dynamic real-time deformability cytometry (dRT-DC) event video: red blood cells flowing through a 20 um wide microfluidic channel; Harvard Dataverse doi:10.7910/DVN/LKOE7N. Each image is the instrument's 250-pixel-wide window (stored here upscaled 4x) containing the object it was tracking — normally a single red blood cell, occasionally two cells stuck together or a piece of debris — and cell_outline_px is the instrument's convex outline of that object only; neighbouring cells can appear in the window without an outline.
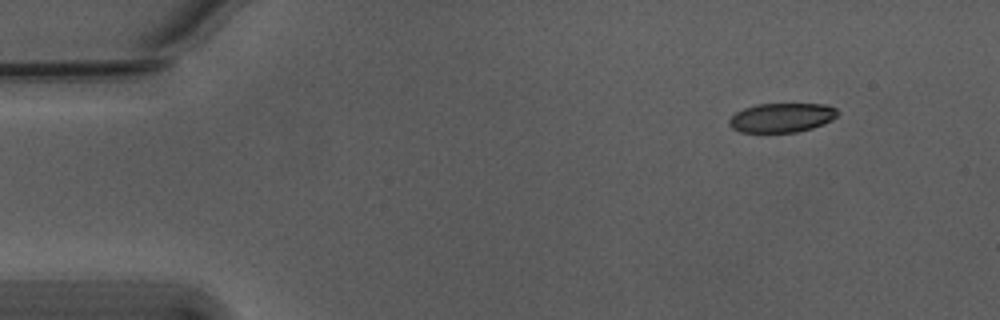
{"species": "Egyptian fruit bat (a non-hibernating species)", "species_latin": "Rousettus aegyptiacus", "temperature_condition": "warm", "stored_images_in_passage": 50, "camera_frame_rate_fps": 3000, "um_per_image_px": 0.085, "animal": {"sex": "male"}, "frame": {"image": 1, "passage_image": 1, "time_ms": 0.0, "image_size_px": [1000, 320], "cell_outline_px": [[840, 112], [832, 120], [812, 128], [796, 132], [740, 132], [732, 128], [728, 124], [728, 120], [736, 112], [744, 108], [756, 104], [824, 104], [836, 108]], "centroid_in_image_um": [66.44, 10.0], "position_along_channel_um": 18.6, "area_um2": 18.5}}
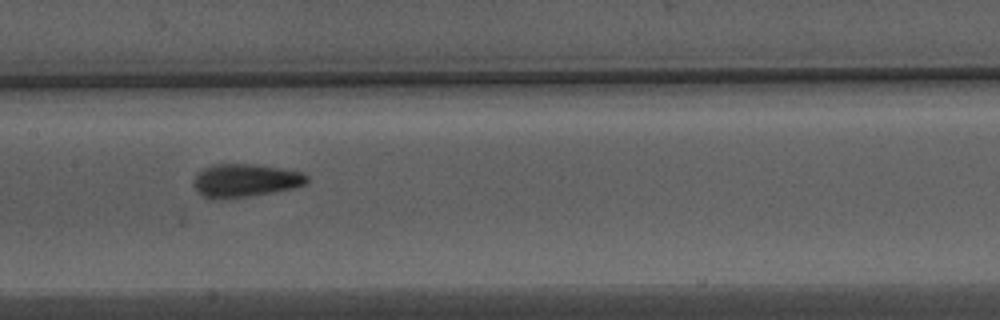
{"frame": {"image": 2, "passage_image": 22, "time_ms": 7.0, "image_size_px": [1000, 320], "cell_outline_px": [[308, 180], [304, 184], [292, 188], [272, 192], [224, 200], [212, 200], [204, 196], [196, 188], [192, 180], [204, 168], [216, 164], [256, 164], [300, 172], [308, 176]], "centroid_in_image_um": [20.81, 15.35], "position_along_channel_um": 186.6, "area_um2": 21.68}}
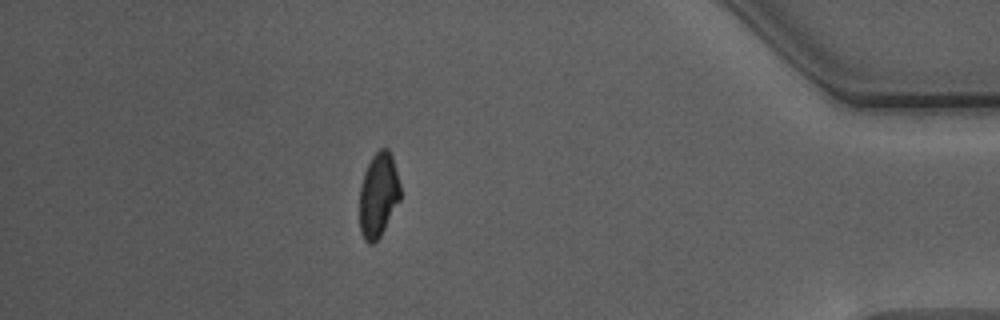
{"frame": {"image": 3, "passage_image": 43, "time_ms": 14.0, "image_size_px": [1000, 320], "cell_outline_px": [[400, 200], [380, 236], [372, 244], [368, 244], [364, 240], [360, 232], [360, 184], [364, 172], [372, 156], [380, 148], [388, 148], [392, 156], [400, 184]], "centroid_in_image_um": [32.15, 16.57], "position_along_channel_um": 403.0, "area_um2": 20.06}, "authors_computed_cell_mechanics": {"area_um2": 20.7213, "velocity_mm_per_s": 3.764, "shape_relaxation_time_tau1_ms": 4.8464, "shape_relaxation_time_tau2_ms": 2.1384, "deformation_change_tau1": 0.1536, "deformation_change_tau2": 0.0508}}